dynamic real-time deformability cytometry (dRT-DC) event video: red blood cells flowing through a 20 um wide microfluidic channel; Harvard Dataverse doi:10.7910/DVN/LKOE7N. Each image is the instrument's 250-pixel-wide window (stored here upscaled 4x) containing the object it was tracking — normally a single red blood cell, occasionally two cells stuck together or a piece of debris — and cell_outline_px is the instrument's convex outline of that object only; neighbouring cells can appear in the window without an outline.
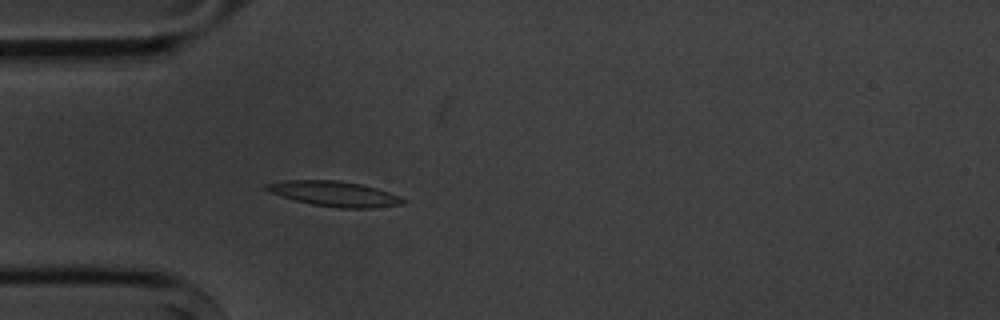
{"species": "common noctule bat (a hibernating species)", "species_latin": "Nyctalus noctula", "temperature_condition": "cold", "stored_images_in_passage": 3, "camera_frame_rate_fps": 3000, "um_per_image_px": 0.085, "animal": {"sex": "male", "body_mass_g": 20.1, "forearm_length_mm": 53.5}, "frame": {"image": 1, "passage_image": 3, "time_ms": 2.333, "image_size_px": [1000, 320], "cell_outline_px": [[408, 200], [400, 204], [372, 208], [340, 208], [312, 204], [296, 200], [268, 192], [260, 188], [264, 184], [284, 180], [336, 180], [360, 184], [376, 188], [400, 196]], "centroid_in_image_um": [28.37, 16.46], "position_along_channel_um": 56.6, "area_um2": 20.0}}